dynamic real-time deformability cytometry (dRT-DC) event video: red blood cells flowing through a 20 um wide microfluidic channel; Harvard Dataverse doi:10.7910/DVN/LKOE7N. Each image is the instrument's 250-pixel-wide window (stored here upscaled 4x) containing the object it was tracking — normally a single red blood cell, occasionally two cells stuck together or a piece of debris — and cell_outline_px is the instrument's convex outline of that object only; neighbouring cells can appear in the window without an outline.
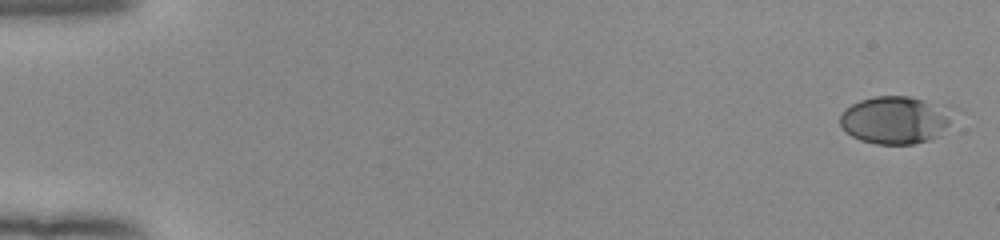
{"species": "human", "species_latin": "Homo sapiens", "temperature_condition": "room temperature", "stored_images_in_passage": 53, "camera_frame_rate_fps": 3000, "um_per_image_px": 0.085, "donor": {"sex": "female"}, "frame": {"image": 1, "passage_image": 1, "time_ms": 0.0, "image_size_px": [1000, 240], "cell_outline_px": [[964, 108], [940, 136], [928, 140], [912, 144], [876, 144], [860, 140], [844, 132], [840, 124], [840, 116], [852, 104], [860, 100], [876, 96], [908, 96], [948, 104]], "centroid_in_image_um": [76.29, 10.17], "position_along_channel_um": 8.7, "area_um2": 32.71}}
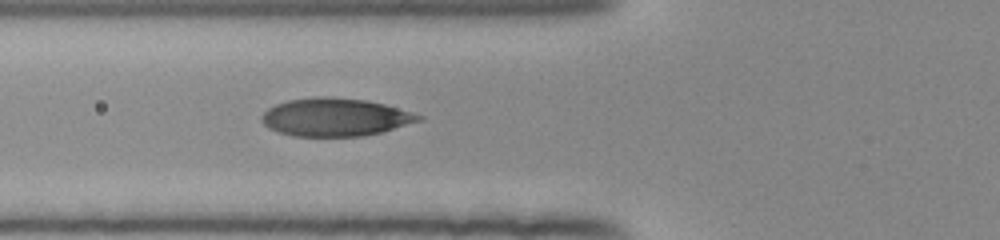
{"frame": {"image": 2, "passage_image": 21, "time_ms": 6.667, "image_size_px": [1000, 240], "cell_outline_px": [[424, 120], [380, 132], [364, 136], [292, 136], [268, 128], [260, 120], [260, 116], [268, 108], [276, 104], [288, 100], [316, 96], [324, 96], [368, 100], [384, 104], [412, 112], [424, 116]], "centroid_in_image_um": [28.49, 9.95], "position_along_channel_um": 97.3, "area_um2": 34.85}}
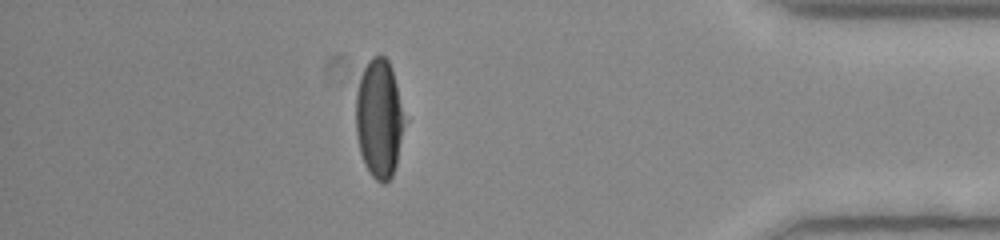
{"frame": {"image": 3, "passage_image": 47, "time_ms": 15.333, "image_size_px": [1000, 240], "cell_outline_px": [[404, 124], [396, 164], [392, 176], [384, 184], [380, 184], [372, 176], [364, 164], [360, 152], [356, 132], [356, 92], [364, 68], [368, 60], [372, 56], [384, 56], [388, 60], [392, 68], [396, 84]], "centroid_in_image_um": [32.2, 10.09], "position_along_channel_um": 403.0, "area_um2": 33.12}, "authors_computed_cell_mechanics": {"area_um2": 34.3332, "velocity_mm_per_s": 3.9281, "shape_relaxation_time_tau1_ms": 3.5052, "shape_relaxation_time_tau2_ms": null, "deformation_change_tau1": 0.1887, "deformation_change_tau2": null}}